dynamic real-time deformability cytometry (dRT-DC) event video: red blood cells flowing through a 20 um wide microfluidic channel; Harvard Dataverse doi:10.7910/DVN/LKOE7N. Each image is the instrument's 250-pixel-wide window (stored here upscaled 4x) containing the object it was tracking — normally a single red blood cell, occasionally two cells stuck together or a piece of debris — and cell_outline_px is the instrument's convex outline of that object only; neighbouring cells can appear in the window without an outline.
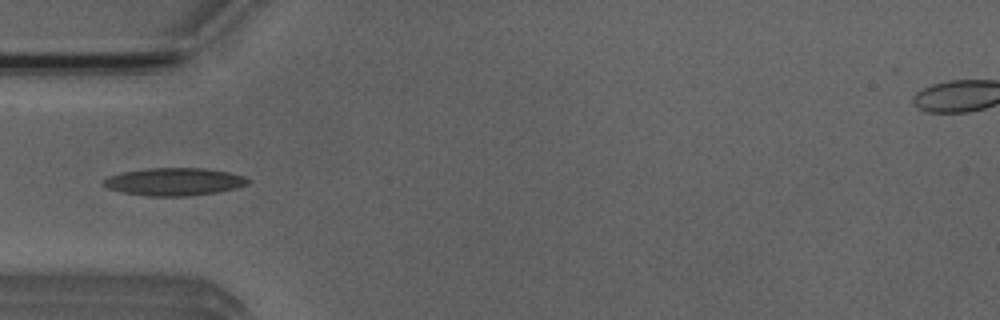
{"species": "Egyptian fruit bat (a non-hibernating species)", "species_latin": "Rousettus aegyptiacus", "temperature_condition": "room temperature", "stored_images_in_passage": 6, "camera_frame_rate_fps": 3000, "um_per_image_px": 0.085, "animal": {"sex": "male"}, "frame": {"image": 1, "passage_image": 5, "time_ms": 5.0, "image_size_px": [1000, 320], "cell_outline_px": [[252, 180], [248, 184], [236, 188], [216, 192], [192, 196], [148, 196], [120, 192], [108, 188], [100, 184], [108, 176], [120, 172], [148, 168], [204, 168], [228, 172], [244, 176]], "centroid_in_image_um": [14.79, 15.44], "position_along_channel_um": 70.2, "area_um2": 23.52}}